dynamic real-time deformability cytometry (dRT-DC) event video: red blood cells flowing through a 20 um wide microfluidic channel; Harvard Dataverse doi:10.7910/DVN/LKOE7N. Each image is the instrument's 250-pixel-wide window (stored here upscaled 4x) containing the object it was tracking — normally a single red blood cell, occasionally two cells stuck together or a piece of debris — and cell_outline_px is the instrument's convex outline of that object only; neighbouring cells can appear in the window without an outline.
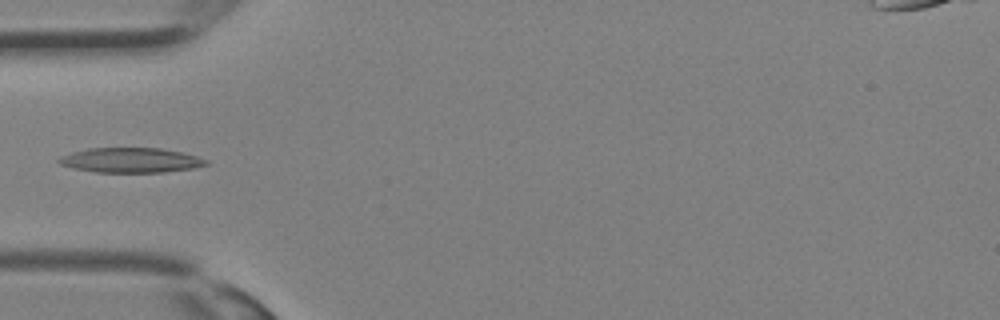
{"species": "Egyptian fruit bat (a non-hibernating species)", "species_latin": "Rousettus aegyptiacus", "temperature_condition": "room temperature", "stored_images_in_passage": 30, "camera_frame_rate_fps": 3000, "um_per_image_px": 0.085, "animal": {"sex": "female"}, "frame": {"image": 1, "passage_image": 8, "time_ms": 2.333, "image_size_px": [1000, 320], "cell_outline_px": [[208, 164], [192, 168], [164, 172], [96, 172], [72, 168], [60, 164], [56, 160], [60, 156], [72, 152], [88, 148], [160, 148], [180, 152], [196, 156], [208, 160]], "centroid_in_image_um": [11.07, 13.61], "position_along_channel_um": 73.9, "area_um2": 21.21}}
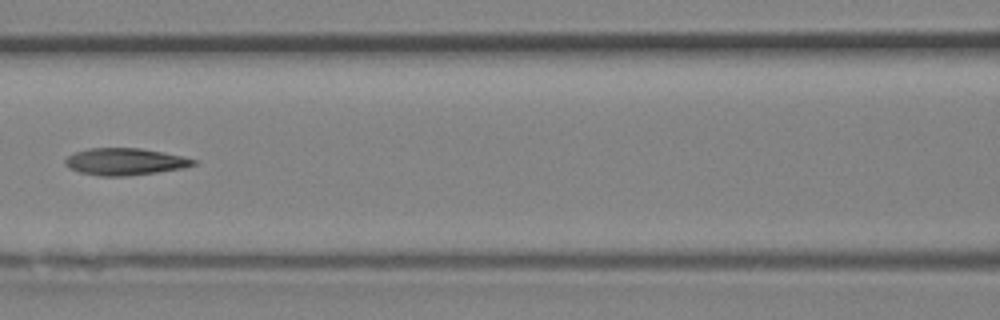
{"frame": {"image": 2, "passage_image": 12, "time_ms": 3.667, "image_size_px": [1000, 320], "cell_outline_px": [[196, 164], [184, 168], [156, 172], [124, 176], [100, 176], [80, 172], [68, 168], [64, 164], [64, 160], [68, 156], [76, 152], [88, 148], [140, 148], [164, 152], [184, 156], [196, 160]], "centroid_in_image_um": [10.62, 13.73], "position_along_channel_um": 156.0, "area_um2": 20.17}}
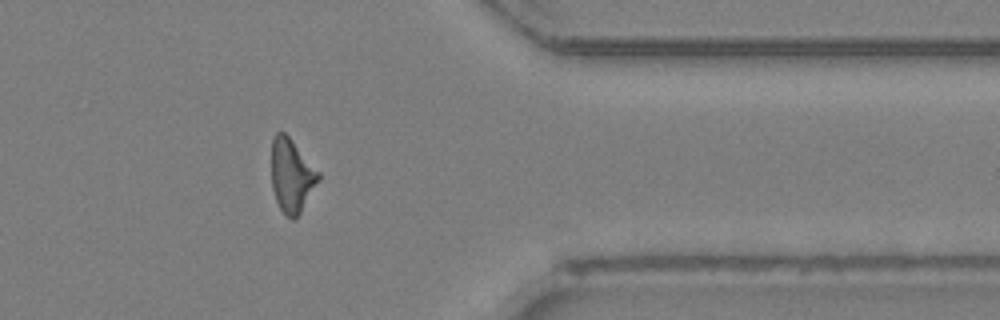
{"frame": {"image": 3, "passage_image": 24, "time_ms": 7.667, "image_size_px": [1000, 320], "cell_outline_px": [[320, 180], [296, 220], [292, 220], [280, 208], [276, 200], [272, 188], [272, 136], [276, 132], [284, 132], [288, 136], [320, 172]], "centroid_in_image_um": [24.8, 14.93], "position_along_channel_um": 386.6, "area_um2": 20.11}}